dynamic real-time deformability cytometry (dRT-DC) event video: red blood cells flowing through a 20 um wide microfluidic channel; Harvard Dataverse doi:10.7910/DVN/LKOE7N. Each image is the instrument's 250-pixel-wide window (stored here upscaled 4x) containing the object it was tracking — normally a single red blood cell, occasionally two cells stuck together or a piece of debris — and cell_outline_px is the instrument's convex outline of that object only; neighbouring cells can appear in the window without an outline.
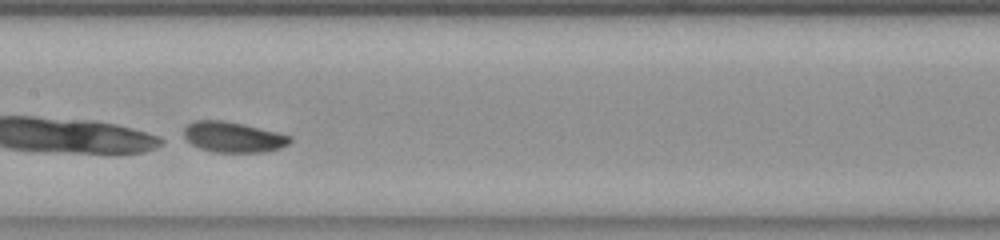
{"species": "common noctule bat (a hibernating species)", "species_latin": "Nyctalus noctula", "temperature_condition": "room temperature", "stored_images_in_passage": 43, "camera_frame_rate_fps": 3000, "um_per_image_px": 0.085, "animal": {"sex": "female", "body_mass_g": 23.0, "forearm_length_mm": 53.4}, "frame": {"image": 1, "passage_image": 19, "time_ms": 6.0, "image_size_px": [1000, 240], "cell_outline_px": [[292, 140], [288, 144], [280, 148], [260, 152], [216, 152], [200, 148], [192, 144], [184, 136], [184, 128], [188, 124], [196, 120], [224, 120], [244, 124], [292, 136]], "centroid_in_image_um": [19.82, 11.64], "position_along_channel_um": 187.6, "area_um2": 18.73}}